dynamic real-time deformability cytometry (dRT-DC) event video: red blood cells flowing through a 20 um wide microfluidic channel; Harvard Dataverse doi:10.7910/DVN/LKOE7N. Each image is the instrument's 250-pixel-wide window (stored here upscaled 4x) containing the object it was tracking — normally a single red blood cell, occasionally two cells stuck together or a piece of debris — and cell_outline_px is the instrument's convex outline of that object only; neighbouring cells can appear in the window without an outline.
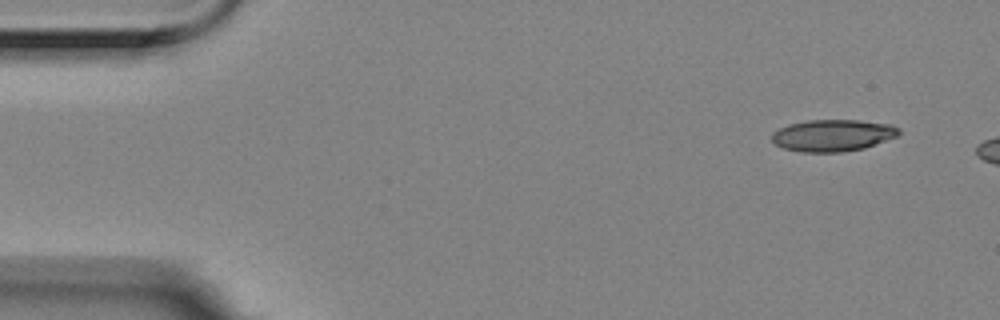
{"species": "Egyptian fruit bat (a non-hibernating species)", "species_latin": "Rousettus aegyptiacus", "temperature_condition": "room temperature", "stored_images_in_passage": 4, "camera_frame_rate_fps": 3000, "um_per_image_px": 0.085, "animal": {"sex": "female"}, "frame": {"image": 1, "passage_image": 1, "time_ms": 0.0, "image_size_px": [1000, 320], "cell_outline_px": [[900, 136], [864, 148], [840, 152], [800, 152], [784, 148], [776, 144], [772, 140], [772, 132], [788, 124], [808, 120], [860, 120], [892, 124], [900, 128]], "centroid_in_image_um": [70.83, 11.5], "position_along_channel_um": 14.2, "area_um2": 23.76}}